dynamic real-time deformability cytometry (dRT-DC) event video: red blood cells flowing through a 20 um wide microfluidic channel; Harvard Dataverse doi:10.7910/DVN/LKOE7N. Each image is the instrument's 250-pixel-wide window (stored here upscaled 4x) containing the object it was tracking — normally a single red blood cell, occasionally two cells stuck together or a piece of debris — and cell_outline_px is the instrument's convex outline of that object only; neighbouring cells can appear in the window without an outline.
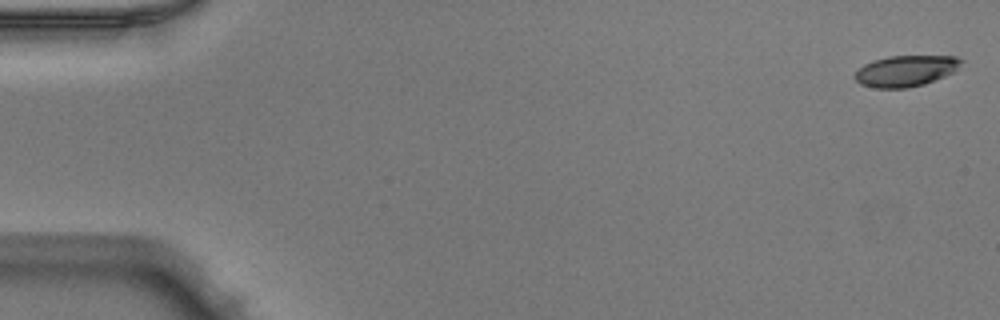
{"species": "Egyptian fruit bat (a non-hibernating species)", "species_latin": "Rousettus aegyptiacus", "temperature_condition": "warm", "stored_images_in_passage": 51, "camera_frame_rate_fps": 3000, "um_per_image_px": 0.085, "animal": {"sex": "male"}, "frame": {"image": 1, "passage_image": 1, "time_ms": 0.0, "image_size_px": [1000, 320], "cell_outline_px": [[964, 60], [952, 72], [944, 76], [924, 84], [904, 88], [876, 88], [860, 84], [852, 76], [864, 64], [872, 60], [888, 56], [956, 56]], "centroid_in_image_um": [76.95, 6.02], "position_along_channel_um": 8.1, "area_um2": 19.13}}
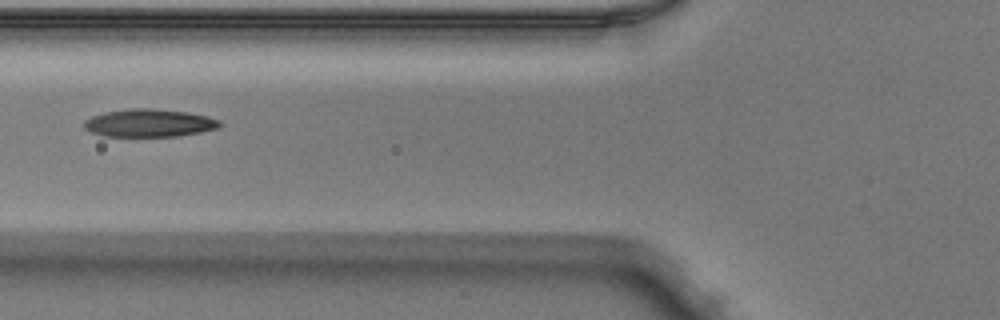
{"frame": {"image": 2, "passage_image": 20, "time_ms": 6.333, "image_size_px": [1000, 320], "cell_outline_px": [[224, 124], [220, 128], [180, 136], [104, 136], [92, 132], [84, 128], [84, 120], [92, 116], [104, 112], [132, 108], [148, 108], [188, 112], [208, 116], [220, 120]], "centroid_in_image_um": [12.73, 10.45], "position_along_channel_um": 113.1, "area_um2": 22.14}}
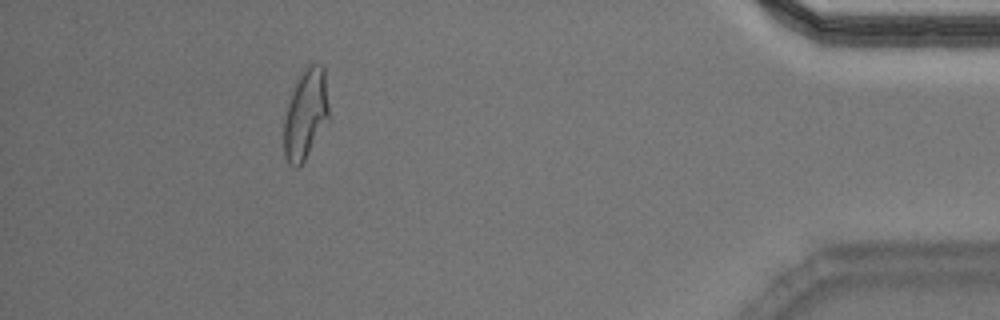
{"frame": {"image": 3, "passage_image": 46, "time_ms": 15.0, "image_size_px": [1000, 320], "cell_outline_px": [[328, 120], [304, 160], [296, 168], [288, 164], [284, 156], [284, 120], [288, 104], [292, 92], [300, 76], [308, 64], [320, 64], [324, 68], [328, 104]], "centroid_in_image_um": [25.97, 9.73], "position_along_channel_um": 409.2, "area_um2": 23.06}, "authors_computed_cell_mechanics": {"area_um2": 21.8484, "velocity_mm_per_s": 4.0136, "shape_relaxation_time_tau1_ms": 3.0739, "shape_relaxation_time_tau2_ms": 1.6748, "deformation_change_tau1": 0.1774, "deformation_change_tau2": 0.0992}}